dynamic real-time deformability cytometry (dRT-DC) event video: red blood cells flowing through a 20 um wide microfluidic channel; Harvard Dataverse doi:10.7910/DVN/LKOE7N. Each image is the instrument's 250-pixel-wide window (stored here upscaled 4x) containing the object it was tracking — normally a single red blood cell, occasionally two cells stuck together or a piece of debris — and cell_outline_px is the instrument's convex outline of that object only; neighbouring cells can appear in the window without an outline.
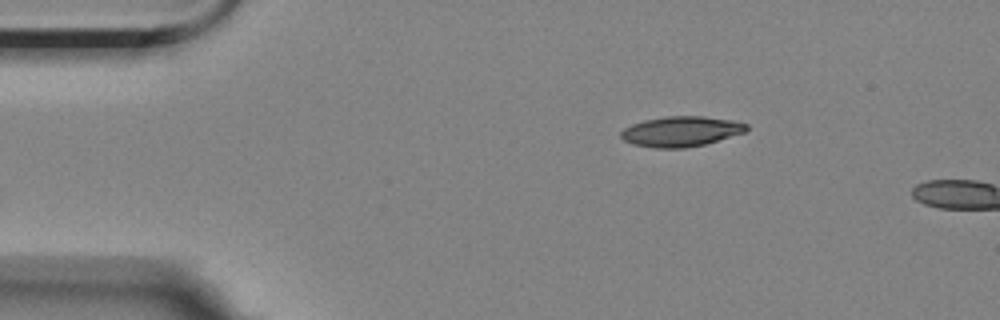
{"species": "Egyptian fruit bat (a non-hibernating species)", "species_latin": "Rousettus aegyptiacus", "temperature_condition": "room temperature", "stored_images_in_passage": 7, "segment_of_instrument_passage": [2, 2], "camera_frame_rate_fps": 3000, "um_per_image_px": 0.085, "animal": {"sex": "female"}, "frame": {"image": 1, "passage_image": 7, "time_ms": 7.667, "image_size_px": [1000, 320], "cell_outline_px": [[748, 128], [744, 132], [704, 144], [684, 148], [656, 148], [632, 144], [624, 140], [620, 136], [620, 132], [624, 128], [632, 124], [644, 120], [668, 116], [704, 116], [728, 120], [748, 124]], "centroid_in_image_um": [57.84, 11.17], "position_along_channel_um": 27.2, "area_um2": 21.85}}